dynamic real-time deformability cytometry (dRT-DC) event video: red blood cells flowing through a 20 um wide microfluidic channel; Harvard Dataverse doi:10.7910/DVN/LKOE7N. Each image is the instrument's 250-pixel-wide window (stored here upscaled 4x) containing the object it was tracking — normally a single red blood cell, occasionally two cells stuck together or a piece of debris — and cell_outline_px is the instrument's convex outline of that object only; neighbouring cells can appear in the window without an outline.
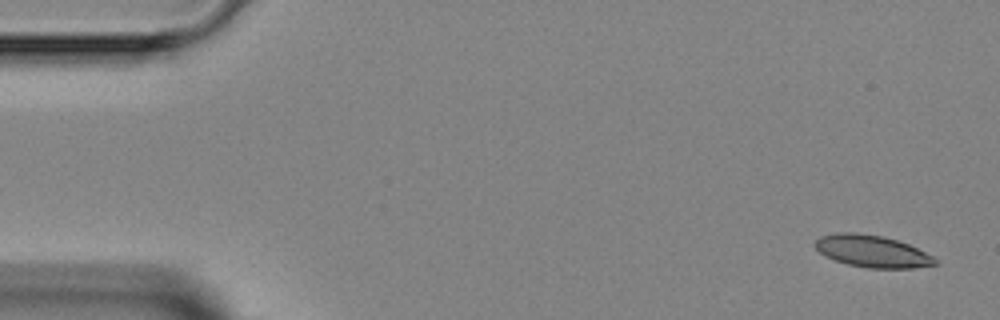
{"species": "Egyptian fruit bat (a non-hibernating species)", "species_latin": "Rousettus aegyptiacus", "temperature_condition": "room temperature", "stored_images_in_passage": 5, "segment_of_instrument_passage": [1, 2], "camera_frame_rate_fps": 3000, "um_per_image_px": 0.085, "animal": {"sex": "female"}, "frame": {"image": 1, "passage_image": 1, "time_ms": 0.0, "image_size_px": [1000, 320], "cell_outline_px": [[940, 264], [912, 268], [868, 268], [848, 264], [824, 256], [812, 244], [820, 236], [836, 232], [856, 232], [884, 236], [908, 244], [932, 256]], "centroid_in_image_um": [74.1, 21.35], "position_along_channel_um": 10.9, "area_um2": 22.43}}